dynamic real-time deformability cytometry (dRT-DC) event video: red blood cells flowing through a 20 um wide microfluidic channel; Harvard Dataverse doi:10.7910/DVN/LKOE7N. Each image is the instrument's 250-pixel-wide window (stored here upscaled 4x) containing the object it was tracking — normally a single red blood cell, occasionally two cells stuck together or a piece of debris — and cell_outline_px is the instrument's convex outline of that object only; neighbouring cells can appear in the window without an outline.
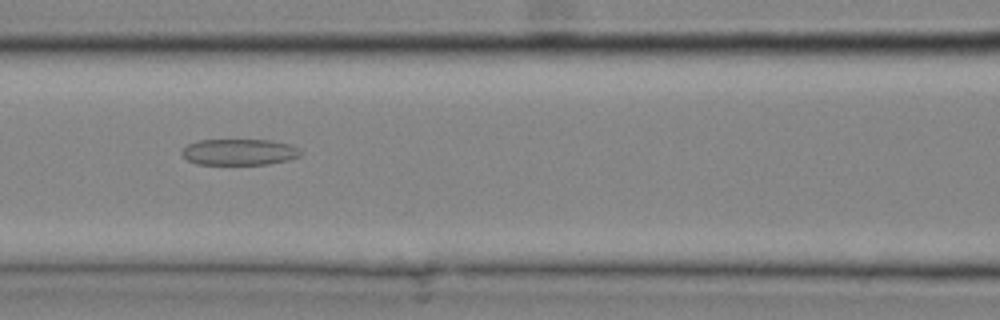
{"species": "common noctule bat (a hibernating species)", "species_latin": "Nyctalus noctula", "temperature_condition": "cold", "stored_images_in_passage": 21, "camera_frame_rate_fps": 3000, "um_per_image_px": 0.085, "animal": {"sex": "male", "body_mass_g": 20.4}, "frame": {"image": 1, "passage_image": 6, "time_ms": 1.667, "image_size_px": [1000, 320], "cell_outline_px": [[304, 152], [300, 156], [288, 160], [268, 164], [196, 164], [188, 160], [180, 152], [188, 144], [200, 140], [272, 140], [288, 144], [300, 148]], "centroid_in_image_um": [20.38, 12.92], "position_along_channel_um": 146.2, "area_um2": 18.15}}
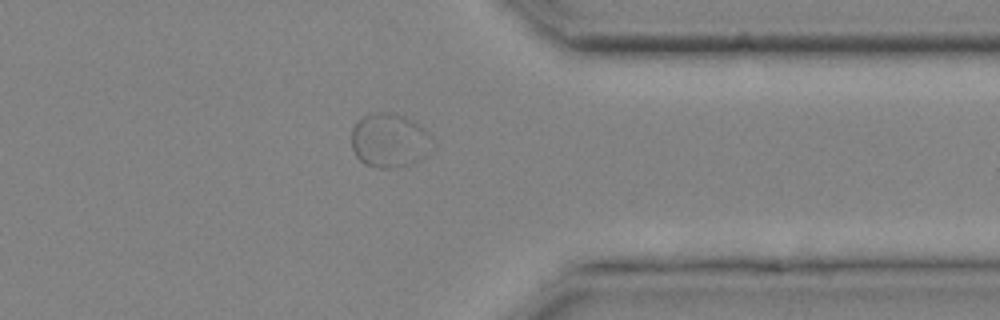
{"frame": {"image": 2, "passage_image": 17, "time_ms": 5.333, "image_size_px": [1000, 320], "cell_outline_px": [[436, 148], [412, 164], [384, 168], [380, 168], [364, 164], [356, 156], [352, 148], [352, 128], [364, 116], [372, 112], [392, 112], [404, 116], [420, 124], [432, 136], [436, 144]], "centroid_in_image_um": [33.17, 11.93], "position_along_channel_um": 378.2, "area_um2": 25.89}}
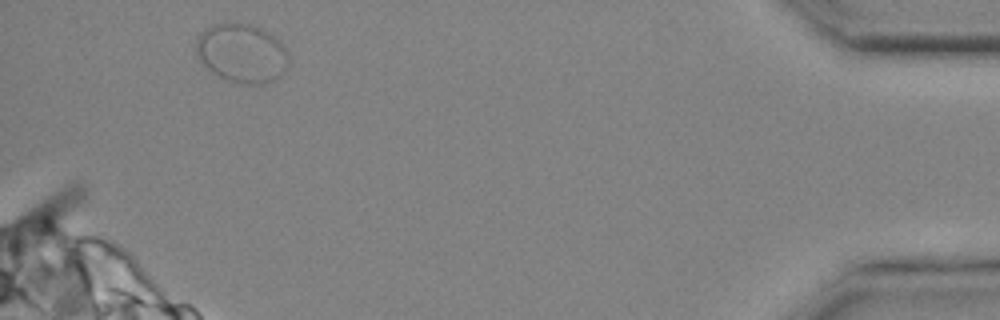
{"frame": {"image": 3, "passage_image": 21, "time_ms": 6.667, "image_size_px": [1000, 320], "cell_outline_px": [[288, 68], [280, 76], [268, 84], [240, 84], [216, 76], [208, 72], [200, 64], [196, 56], [196, 40], [212, 24], [252, 24], [268, 32], [288, 52]], "centroid_in_image_um": [20.53, 4.58], "position_along_channel_um": 414.7, "area_um2": 31.96}}